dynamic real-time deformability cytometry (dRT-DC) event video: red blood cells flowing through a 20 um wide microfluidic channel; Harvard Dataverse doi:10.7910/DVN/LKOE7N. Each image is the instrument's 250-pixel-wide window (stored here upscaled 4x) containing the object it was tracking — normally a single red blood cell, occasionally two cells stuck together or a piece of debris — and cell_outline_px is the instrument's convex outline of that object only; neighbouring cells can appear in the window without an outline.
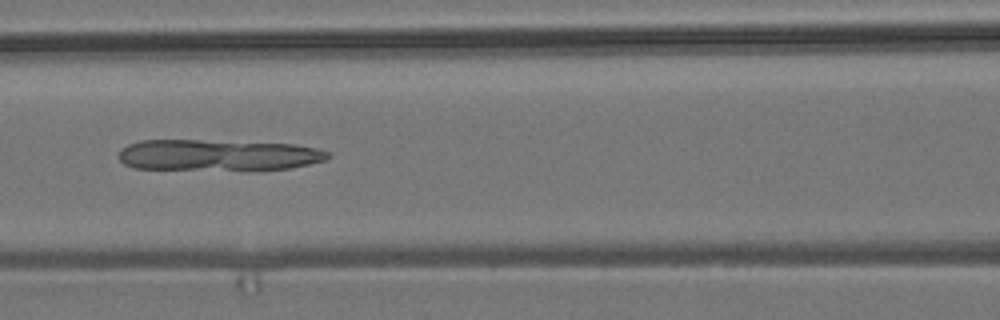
{"species": "common noctule bat (a hibernating species)", "species_latin": "Nyctalus noctula", "temperature_condition": "room temperature", "stored_images_in_passage": 9, "camera_frame_rate_fps": 3000, "um_per_image_px": 0.085, "animal": {"sex": "male", "body_mass_g": 19.2, "forearm_length_mm": 51.8}, "frame": {"image": 1, "passage_image": 7, "time_ms": 7.667, "image_size_px": [1000, 320], "cell_outline_px": [[332, 156], [324, 160], [308, 164], [288, 168], [132, 168], [124, 164], [116, 156], [120, 148], [128, 144], [140, 140], [200, 140], [292, 144], [316, 148], [332, 152]], "centroid_in_image_um": [18.47, 13.15], "position_along_channel_um": 148.1, "area_um2": 37.17}}
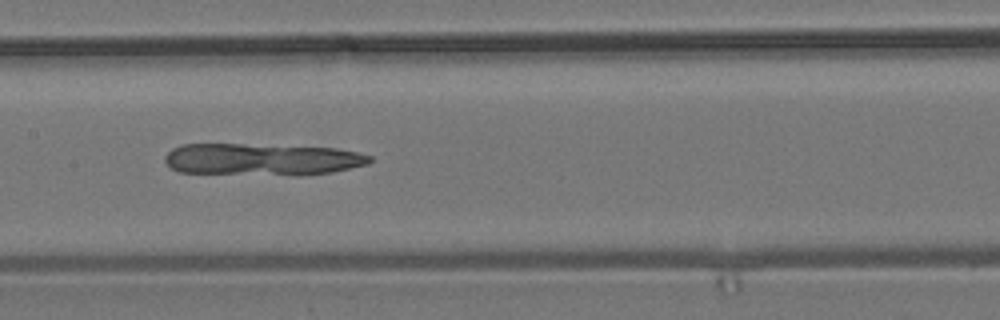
{"frame": {"image": 2, "passage_image": 8, "time_ms": 8.667, "image_size_px": [1000, 320], "cell_outline_px": [[372, 160], [368, 164], [332, 172], [300, 176], [292, 176], [180, 172], [172, 168], [164, 160], [164, 156], [172, 148], [180, 144], [244, 144], [336, 148], [356, 152], [372, 156]], "centroid_in_image_um": [22.27, 13.56], "position_along_channel_um": 185.1, "area_um2": 38.55}}
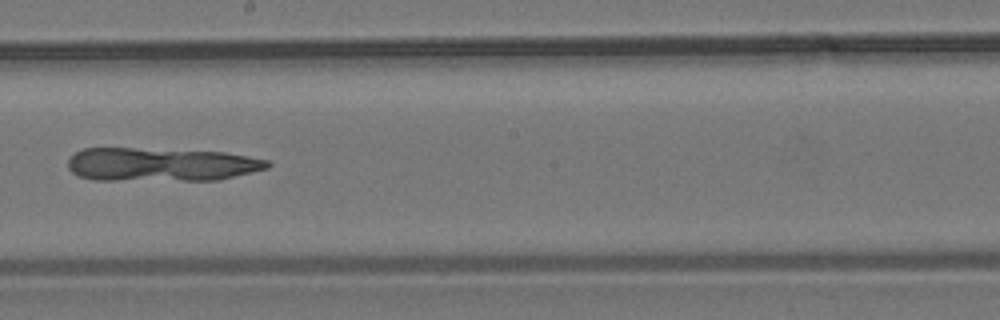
{"frame": {"image": 3, "passage_image": 9, "time_ms": 10.0, "image_size_px": [1000, 320], "cell_outline_px": [[272, 164], [268, 168], [220, 180], [92, 180], [80, 176], [72, 172], [68, 168], [68, 160], [76, 152], [84, 148], [132, 148], [224, 152], [248, 156], [268, 160]], "centroid_in_image_um": [13.69, 13.98], "position_along_channel_um": 234.5, "area_um2": 39.07}}